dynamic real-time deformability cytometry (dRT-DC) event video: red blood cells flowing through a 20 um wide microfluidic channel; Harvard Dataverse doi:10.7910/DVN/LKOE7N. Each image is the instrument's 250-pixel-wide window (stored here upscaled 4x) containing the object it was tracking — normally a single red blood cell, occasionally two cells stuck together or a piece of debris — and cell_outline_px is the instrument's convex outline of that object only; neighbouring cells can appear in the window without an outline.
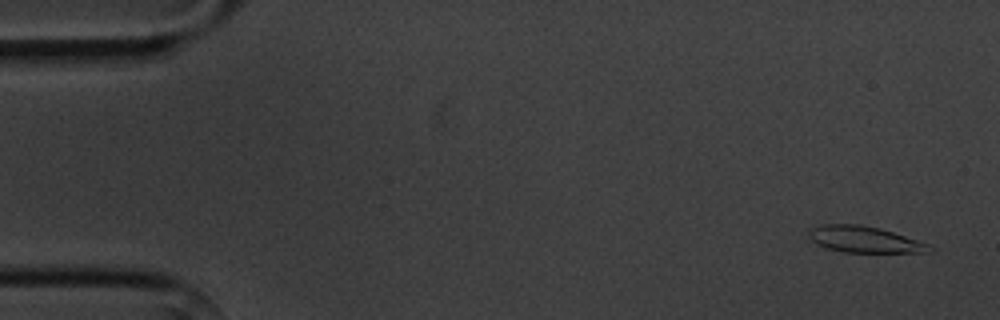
{"species": "common noctule bat (a hibernating species)", "species_latin": "Nyctalus noctula", "temperature_condition": "cold", "stored_images_in_passage": 6, "camera_frame_rate_fps": 3000, "um_per_image_px": 0.085, "animal": {"sex": "male", "body_mass_g": 20.1, "forearm_length_mm": 53.5}, "frame": {"image": 1, "passage_image": 1, "time_ms": 0.0, "image_size_px": [1000, 320], "cell_outline_px": [[936, 248], [932, 252], [844, 252], [828, 248], [812, 240], [808, 236], [808, 228], [824, 224], [860, 224], [880, 228], [928, 244]], "centroid_in_image_um": [73.48, 20.34], "position_along_channel_um": 11.5, "area_um2": 18.32}}
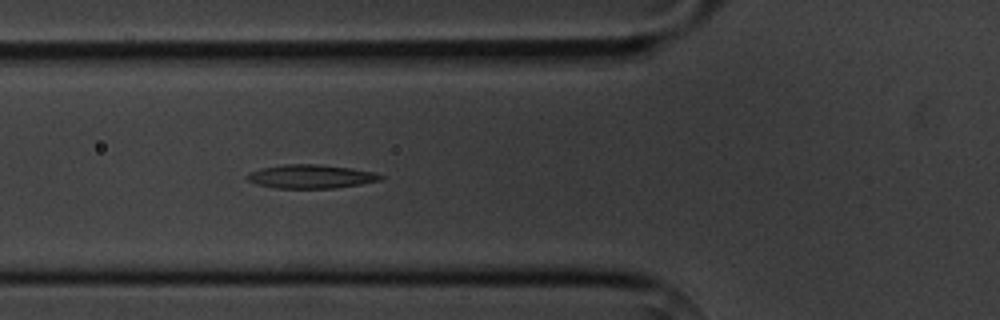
{"frame": {"image": 2, "passage_image": 6, "time_ms": 5.667, "image_size_px": [1000, 320], "cell_outline_px": [[384, 176], [380, 180], [360, 184], [336, 188], [276, 188], [256, 184], [248, 180], [244, 176], [248, 172], [260, 168], [284, 164], [316, 164], [348, 168], [372, 172]], "centroid_in_image_um": [26.34, 15.0], "position_along_channel_um": 99.5, "area_um2": 18.32}}